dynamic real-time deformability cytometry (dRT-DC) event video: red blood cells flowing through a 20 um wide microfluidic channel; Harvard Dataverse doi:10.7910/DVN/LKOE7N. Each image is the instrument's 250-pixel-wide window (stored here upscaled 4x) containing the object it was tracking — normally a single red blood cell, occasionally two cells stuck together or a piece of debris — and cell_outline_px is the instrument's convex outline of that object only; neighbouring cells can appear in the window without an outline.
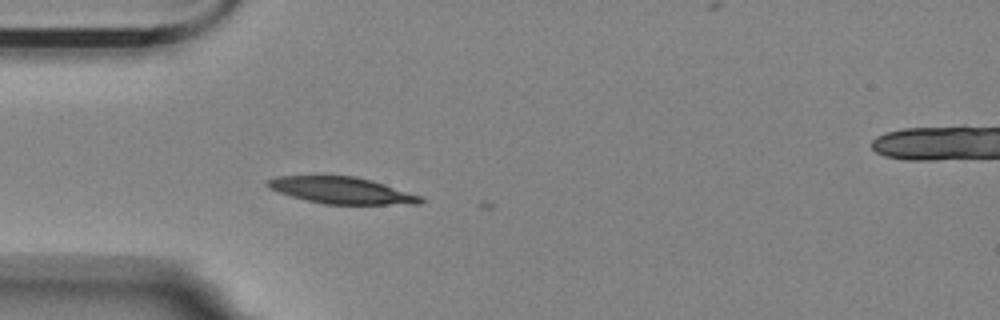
{"species": "Egyptian fruit bat (a non-hibernating species)", "species_latin": "Rousettus aegyptiacus", "temperature_condition": "room temperature", "stored_images_in_passage": 4, "camera_frame_rate_fps": 3000, "um_per_image_px": 0.085, "animal": {"sex": "female"}, "frame": {"image": 1, "passage_image": 1, "time_ms": 0.0, "image_size_px": [1000, 320], "cell_outline_px": [[424, 200], [420, 204], [324, 204], [292, 196], [268, 188], [264, 184], [264, 180], [276, 176], [356, 176], [372, 180], [420, 196]], "centroid_in_image_um": [28.99, 16.17], "position_along_channel_um": 56.0, "area_um2": 23.58}}